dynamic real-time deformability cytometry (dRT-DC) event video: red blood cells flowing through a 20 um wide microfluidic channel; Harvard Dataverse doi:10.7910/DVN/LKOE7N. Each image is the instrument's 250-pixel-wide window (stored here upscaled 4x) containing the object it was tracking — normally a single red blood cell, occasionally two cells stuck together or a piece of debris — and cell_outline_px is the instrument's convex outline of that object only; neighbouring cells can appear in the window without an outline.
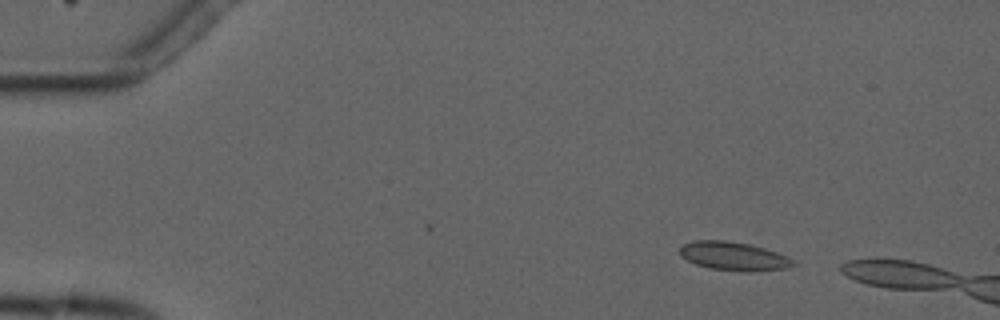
{"species": "common noctule bat (a hibernating species)", "species_latin": "Nyctalus noctula", "temperature_condition": "cold", "stored_images_in_passage": 4, "camera_frame_rate_fps": 3000, "um_per_image_px": 0.085, "animal": {"sex": "male", "forearm_length_mm": 52.5}, "frame": {"image": 1, "passage_image": 2, "time_ms": 1.333, "image_size_px": [1000, 320], "cell_outline_px": [[796, 264], [788, 268], [752, 272], [744, 272], [712, 268], [696, 264], [680, 256], [680, 248], [684, 244], [692, 240], [724, 240], [752, 244], [788, 256]], "centroid_in_image_um": [62.38, 21.77], "position_along_channel_um": 22.6, "area_um2": 18.96}}